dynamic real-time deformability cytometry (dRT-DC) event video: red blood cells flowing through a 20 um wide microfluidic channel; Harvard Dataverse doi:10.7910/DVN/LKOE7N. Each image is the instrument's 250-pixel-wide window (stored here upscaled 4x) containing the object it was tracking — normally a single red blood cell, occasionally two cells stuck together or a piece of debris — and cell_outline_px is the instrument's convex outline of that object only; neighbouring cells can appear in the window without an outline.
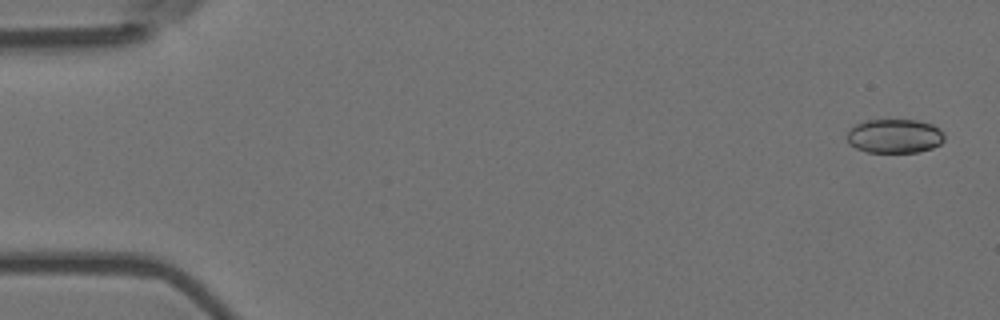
{"species": "Egyptian fruit bat (a non-hibernating species)", "species_latin": "Rousettus aegyptiacus", "temperature_condition": "room temperature", "stored_images_in_passage": 55, "camera_frame_rate_fps": 3000, "um_per_image_px": 0.085, "animal": {"sex": "female"}, "frame": {"image": 1, "passage_image": 2, "time_ms": 0.333, "image_size_px": [1000, 320], "cell_outline_px": [[944, 140], [940, 144], [932, 148], [916, 152], [868, 152], [856, 148], [848, 144], [848, 132], [856, 124], [868, 120], [916, 120], [932, 124], [940, 128], [944, 136]], "centroid_in_image_um": [76.06, 11.57], "position_along_channel_um": 8.9, "area_um2": 19.25}}
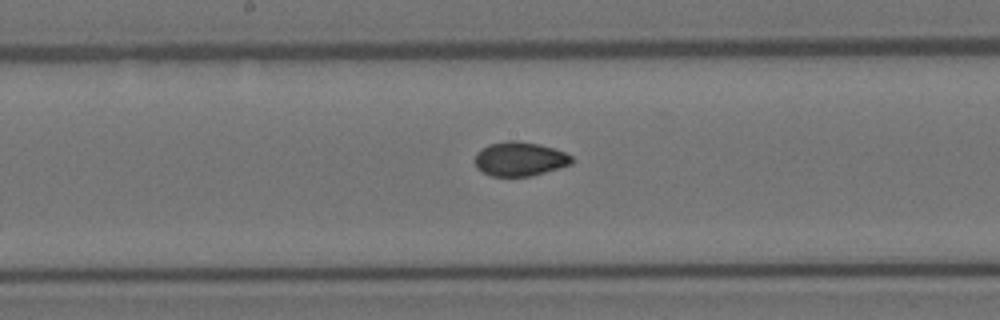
{"frame": {"image": 2, "passage_image": 29, "time_ms": 9.333, "image_size_px": [1000, 320], "cell_outline_px": [[572, 164], [560, 168], [532, 176], [492, 176], [476, 168], [476, 152], [488, 144], [508, 140], [516, 140], [540, 144], [556, 148], [572, 156]], "centroid_in_image_um": [44.2, 13.5], "position_along_channel_um": 204.0, "area_um2": 19.42}}
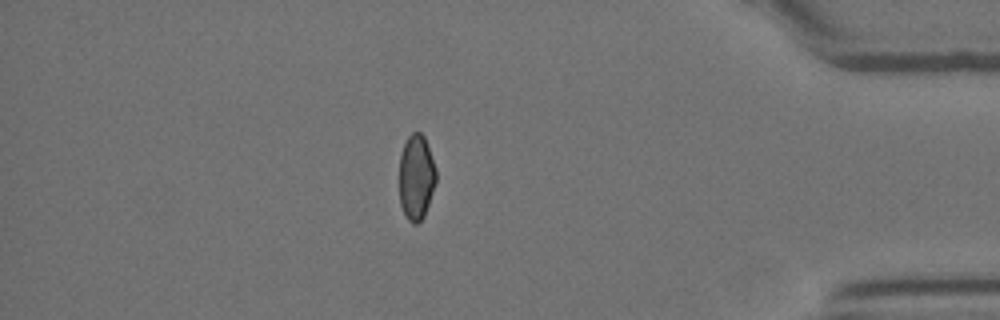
{"frame": {"image": 3, "passage_image": 48, "time_ms": 15.667, "image_size_px": [1000, 320], "cell_outline_px": [[436, 180], [424, 216], [416, 224], [412, 224], [408, 220], [400, 204], [400, 156], [404, 144], [408, 136], [412, 132], [420, 132], [424, 136], [436, 168]], "centroid_in_image_um": [35.38, 15.05], "position_along_channel_um": 399.8, "area_um2": 18.09}, "authors_computed_cell_mechanics": {"area_um2": 19.4786, "velocity_mm_per_s": 3.6801, "shape_relaxation_time_tau1_ms": null, "shape_relaxation_time_tau2_ms": 1.8331, "deformation_change_tau1": null, "deformation_change_tau2": 0.0379}}